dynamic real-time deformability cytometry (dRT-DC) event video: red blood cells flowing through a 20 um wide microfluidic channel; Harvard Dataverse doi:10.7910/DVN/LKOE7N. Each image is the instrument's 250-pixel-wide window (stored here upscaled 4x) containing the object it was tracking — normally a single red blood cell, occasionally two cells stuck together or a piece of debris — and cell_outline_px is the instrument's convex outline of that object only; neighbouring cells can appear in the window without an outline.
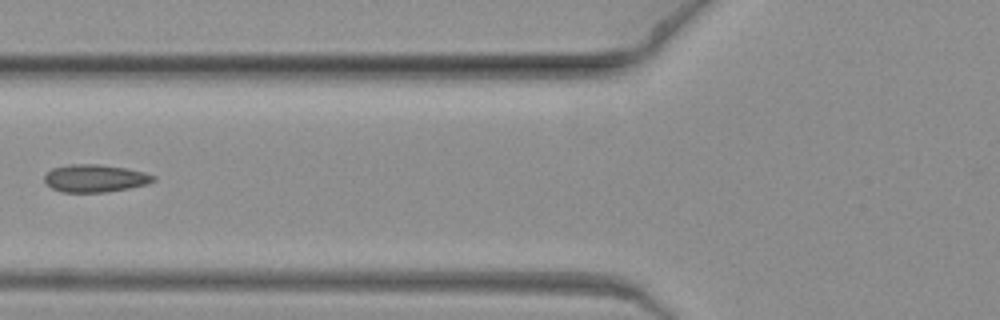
{"species": "common noctule bat (a hibernating species)", "species_latin": "Nyctalus noctula", "temperature_condition": "warm", "stored_images_in_passage": 7, "camera_frame_rate_fps": 3000, "um_per_image_px": 0.085, "animal": {"sex": "female", "body_mass_g": 19.3, "forearm_length_mm": 54.1}, "frame": {"image": 1, "passage_image": 5, "time_ms": 1.333, "image_size_px": [1000, 320], "cell_outline_px": [[156, 180], [148, 184], [128, 188], [104, 192], [60, 192], [52, 188], [44, 180], [44, 176], [52, 168], [68, 164], [100, 164], [124, 168], [144, 172], [156, 176]], "centroid_in_image_um": [8.08, 15.15], "position_along_channel_um": 117.7, "area_um2": 17.51}}
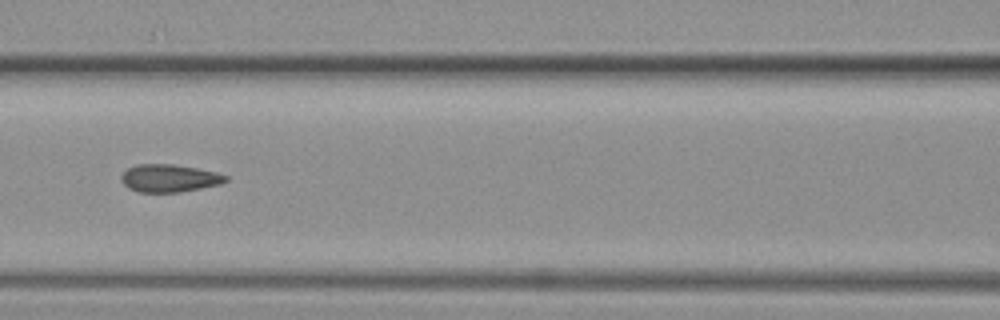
{"frame": {"image": 2, "passage_image": 6, "time_ms": 1.667, "image_size_px": [1000, 320], "cell_outline_px": [[228, 180], [220, 184], [180, 192], [136, 192], [128, 188], [120, 180], [120, 176], [128, 168], [136, 164], [172, 164], [196, 168], [216, 172], [228, 176]], "centroid_in_image_um": [14.36, 15.15], "position_along_channel_um": 152.2, "area_um2": 16.88}}